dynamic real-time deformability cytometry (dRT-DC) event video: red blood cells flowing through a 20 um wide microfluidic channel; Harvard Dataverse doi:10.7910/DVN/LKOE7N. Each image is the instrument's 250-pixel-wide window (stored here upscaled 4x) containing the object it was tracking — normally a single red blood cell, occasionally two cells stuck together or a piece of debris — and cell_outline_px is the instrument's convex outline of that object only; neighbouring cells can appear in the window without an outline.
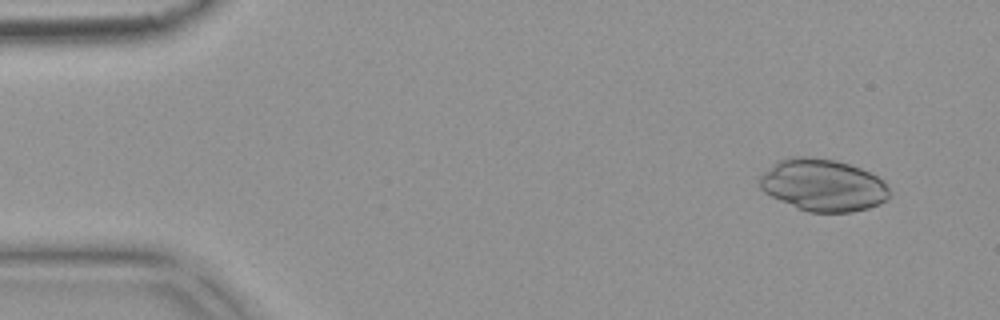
{"species": "common noctule bat (a hibernating species)", "species_latin": "Nyctalus noctula", "temperature_condition": "warm", "stored_images_in_passage": 5, "camera_frame_rate_fps": 3000, "um_per_image_px": 0.085, "animal": {"sex": "female", "body_mass_g": 18.4}, "frame": {"image": 1, "passage_image": 1, "time_ms": 0.0, "image_size_px": [1000, 320], "cell_outline_px": [[888, 196], [880, 204], [868, 208], [852, 212], [808, 212], [780, 200], [764, 192], [760, 188], [760, 176], [776, 160], [792, 156], [808, 156], [836, 160], [860, 168], [884, 180], [888, 188]], "centroid_in_image_um": [69.93, 15.72], "position_along_channel_um": 15.1, "area_um2": 39.3}}